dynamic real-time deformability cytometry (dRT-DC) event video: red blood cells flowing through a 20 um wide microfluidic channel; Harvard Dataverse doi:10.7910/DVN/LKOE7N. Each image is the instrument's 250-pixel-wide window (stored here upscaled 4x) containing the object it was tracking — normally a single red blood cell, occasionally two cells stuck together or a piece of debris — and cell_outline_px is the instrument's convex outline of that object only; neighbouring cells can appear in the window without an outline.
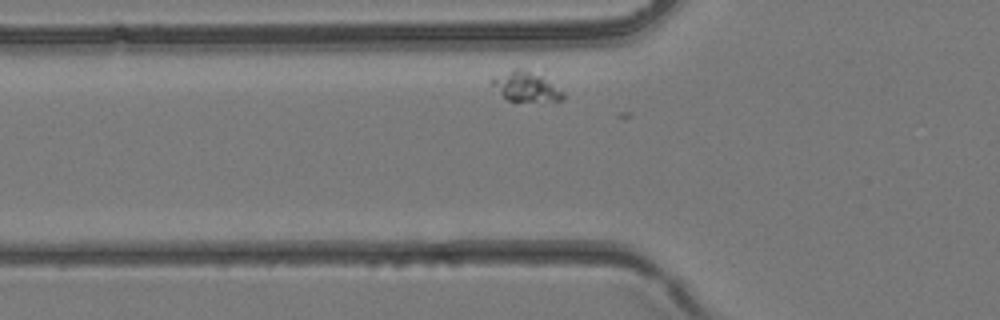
{"species": "common noctule bat (a hibernating species)", "species_latin": "Nyctalus noctula", "temperature_condition": "room temperature", "stored_images_in_passage": 16, "camera_frame_rate_fps": 3000, "um_per_image_px": 0.085, "animal": {"sex": "female", "body_mass_g": 24.6, "forearm_length_mm": 56.2}, "frame": {"image": 1, "passage_image": 2, "time_ms": 0.333, "image_size_px": [1000, 320], "cell_outline_px": [[564, 100], [508, 100], [488, 84], [488, 80], [492, 76], [516, 68], [524, 68], [540, 76], [564, 92]], "centroid_in_image_um": [44.59, 7.33], "position_along_channel_um": 81.2, "area_um2": 12.2}}
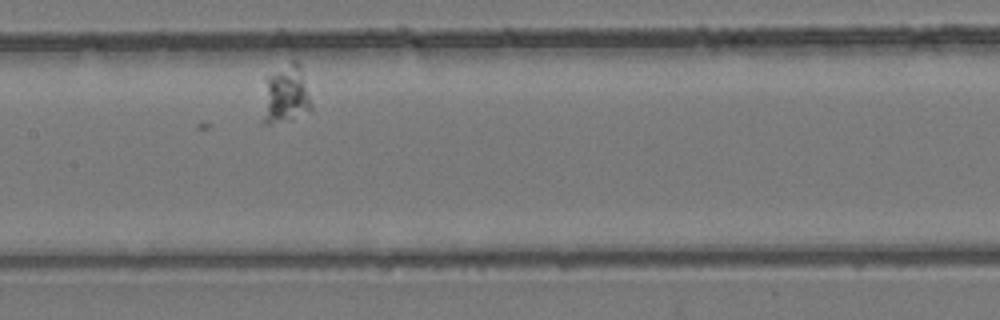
{"frame": {"image": 2, "passage_image": 9, "time_ms": 2.667, "image_size_px": [1000, 320], "cell_outline_px": [[312, 108], [292, 120], [268, 124], [264, 124], [264, 116], [268, 76], [292, 60], [296, 60], [300, 64], [312, 104]], "centroid_in_image_um": [24.35, 8.03], "position_along_channel_um": 183.0, "area_um2": 15.84}}
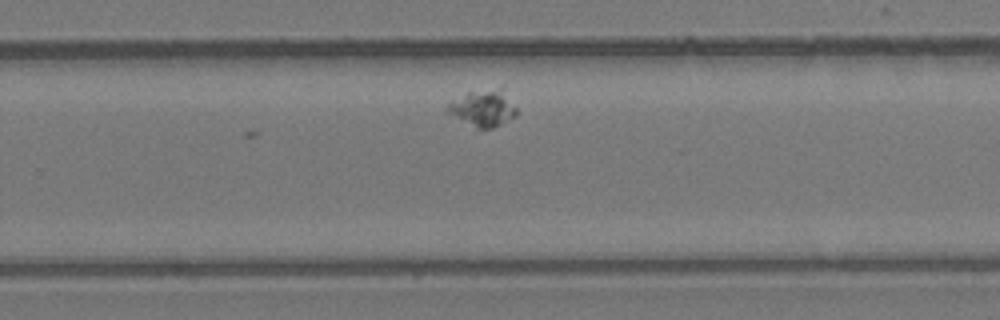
{"frame": {"image": 3, "passage_image": 16, "time_ms": 5.0, "image_size_px": [1000, 320], "cell_outline_px": [[516, 116], [492, 128], [476, 128], [448, 112], [444, 108], [444, 104], [468, 92], [500, 88], [516, 108]], "centroid_in_image_um": [41.02, 9.2], "position_along_channel_um": 288.8, "area_um2": 14.28}}